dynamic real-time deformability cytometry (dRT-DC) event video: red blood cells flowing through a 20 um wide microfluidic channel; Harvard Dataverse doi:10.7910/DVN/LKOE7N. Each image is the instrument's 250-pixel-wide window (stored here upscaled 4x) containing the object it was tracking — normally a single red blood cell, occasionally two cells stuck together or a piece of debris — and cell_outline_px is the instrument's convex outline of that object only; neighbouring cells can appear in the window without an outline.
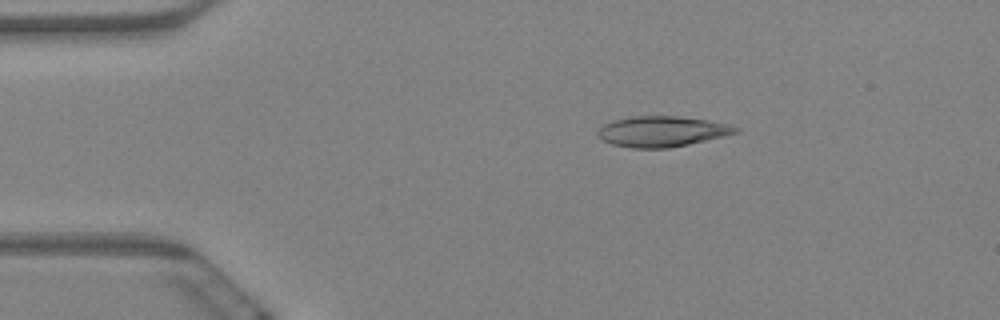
{"species": "Egyptian fruit bat (a non-hibernating species)", "species_latin": "Rousettus aegyptiacus", "temperature_condition": "warm", "stored_images_in_passage": 9, "camera_frame_rate_fps": 3000, "um_per_image_px": 0.085, "animal": {"sex": "female"}, "frame": {"image": 1, "passage_image": 3, "time_ms": 0.667, "image_size_px": [1000, 320], "cell_outline_px": [[740, 132], [688, 144], [668, 148], [632, 148], [612, 144], [596, 136], [596, 132], [604, 124], [612, 120], [628, 116], [676, 116], [708, 120], [728, 124], [740, 128]], "centroid_in_image_um": [56.24, 11.16], "position_along_channel_um": 28.8, "area_um2": 24.57}}
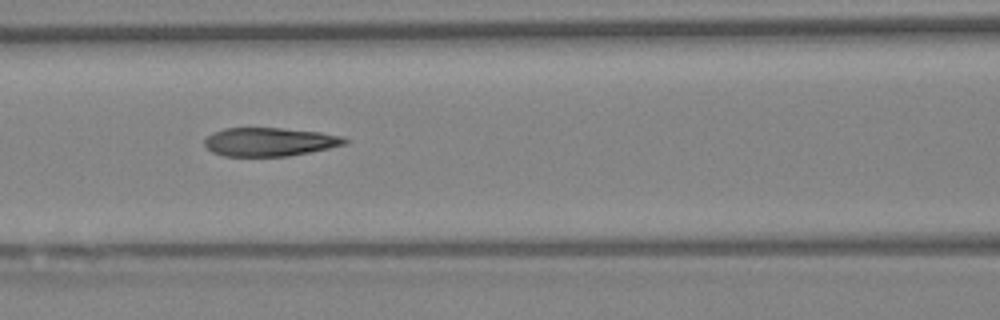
{"frame": {"image": 2, "passage_image": 7, "time_ms": 2.0, "image_size_px": [1000, 320], "cell_outline_px": [[348, 144], [288, 156], [224, 156], [212, 152], [204, 144], [204, 140], [212, 132], [224, 128], [280, 128], [320, 132], [340, 136], [348, 140]], "centroid_in_image_um": [22.89, 12.06], "position_along_channel_um": 143.7, "area_um2": 23.24}}
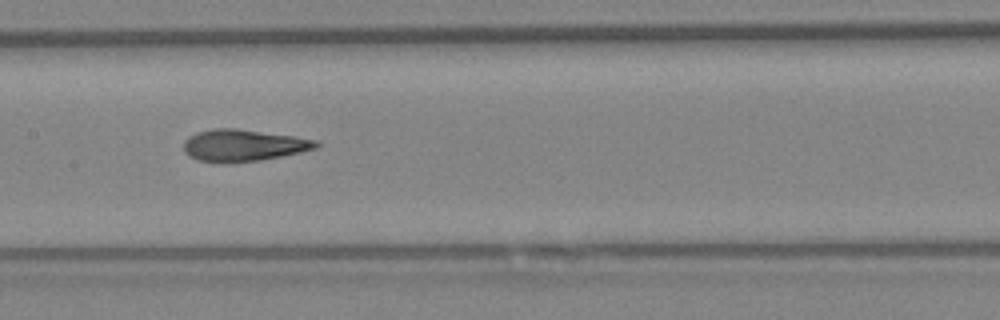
{"frame": {"image": 3, "passage_image": 8, "time_ms": 2.333, "image_size_px": [1000, 320], "cell_outline_px": [[320, 144], [316, 148], [300, 152], [260, 160], [196, 160], [188, 156], [184, 152], [184, 140], [188, 136], [196, 132], [212, 128], [236, 128], [292, 136], [316, 140]], "centroid_in_image_um": [20.65, 12.31], "position_along_channel_um": 186.7, "area_um2": 23.81}}